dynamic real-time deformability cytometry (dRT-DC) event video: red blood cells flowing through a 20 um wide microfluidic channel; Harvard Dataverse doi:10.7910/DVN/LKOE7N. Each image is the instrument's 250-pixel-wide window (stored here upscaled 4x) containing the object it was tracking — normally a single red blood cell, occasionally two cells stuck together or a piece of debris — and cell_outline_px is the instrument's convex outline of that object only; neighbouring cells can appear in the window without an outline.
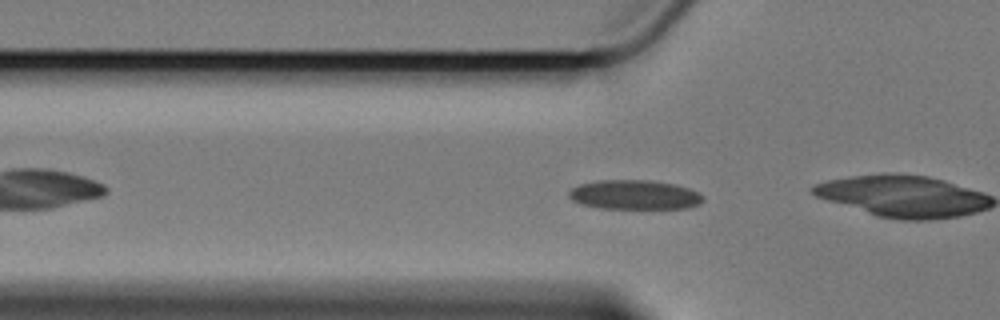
{"species": "Egyptian fruit bat (a non-hibernating species)", "species_latin": "Rousettus aegyptiacus", "temperature_condition": "cold", "stored_images_in_passage": 51, "camera_frame_rate_fps": 3000, "um_per_image_px": 0.085, "animal": {"sex": "female"}, "frame": {"image": 1, "passage_image": 11, "time_ms": 3.333, "image_size_px": [1000, 320], "cell_outline_px": [[704, 200], [700, 204], [688, 208], [600, 208], [580, 204], [572, 200], [568, 196], [568, 192], [572, 188], [580, 184], [600, 180], [652, 180], [676, 184], [700, 192], [704, 196]], "centroid_in_image_um": [53.96, 16.55], "position_along_channel_um": 71.8, "area_um2": 23.18}}
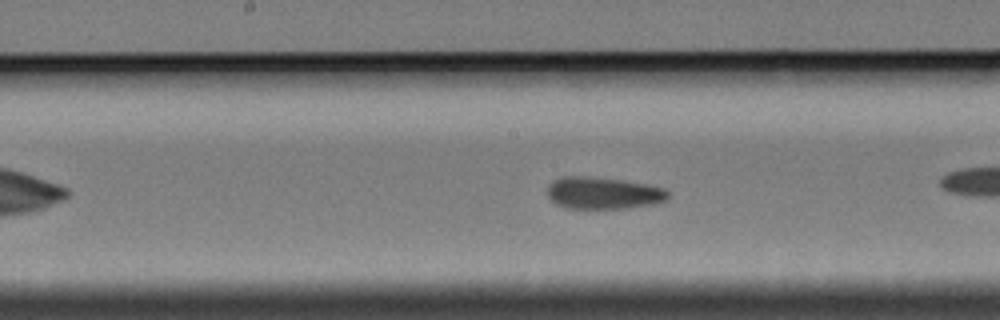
{"frame": {"image": 2, "passage_image": 22, "time_ms": 7.0, "image_size_px": [1000, 320], "cell_outline_px": [[668, 200], [656, 204], [628, 208], [564, 208], [556, 204], [548, 196], [548, 184], [552, 180], [560, 176], [588, 176], [624, 180], [648, 184], [664, 188], [668, 192]], "centroid_in_image_um": [51.28, 16.4], "position_along_channel_um": 196.9, "area_um2": 22.83}}
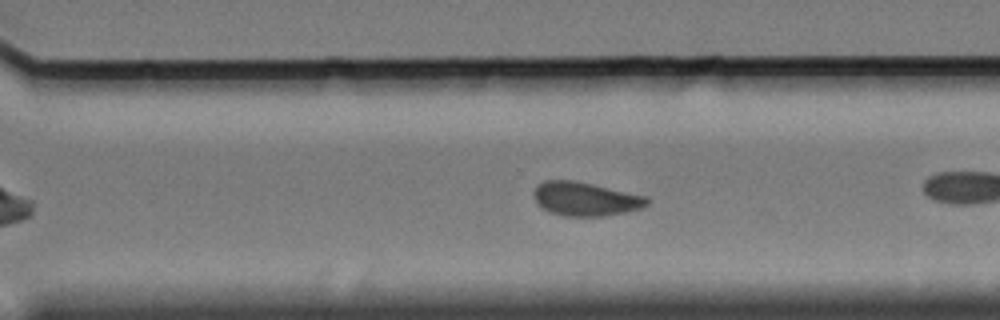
{"frame": {"image": 3, "passage_image": 33, "time_ms": 10.667, "image_size_px": [1000, 320], "cell_outline_px": [[648, 204], [640, 208], [624, 212], [604, 216], [564, 216], [548, 212], [536, 204], [532, 196], [532, 192], [536, 184], [544, 180], [576, 180], [648, 196]], "centroid_in_image_um": [49.69, 16.89], "position_along_channel_um": 320.9, "area_um2": 22.72}, "authors_computed_cell_mechanics": {"area_um2": 22.4842, "velocity_mm_per_s": 3.3918, "shape_relaxation_time_tau1_ms": 5.0368, "shape_relaxation_time_tau2_ms": 1.7343, "deformation_change_tau1": 0.1021, "deformation_change_tau2": 0.0731}}